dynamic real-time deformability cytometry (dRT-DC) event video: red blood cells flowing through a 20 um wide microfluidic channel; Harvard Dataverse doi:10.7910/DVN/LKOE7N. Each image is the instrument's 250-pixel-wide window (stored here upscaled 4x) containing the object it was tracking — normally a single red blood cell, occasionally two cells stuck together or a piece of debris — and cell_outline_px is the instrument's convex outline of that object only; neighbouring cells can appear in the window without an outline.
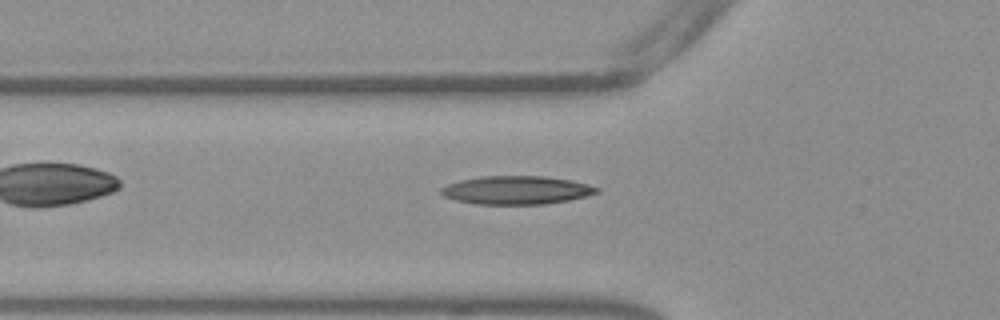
{"species": "Egyptian fruit bat (a non-hibernating species)", "species_latin": "Rousettus aegyptiacus", "temperature_condition": "warm", "stored_images_in_passage": 43, "camera_frame_rate_fps": 3000, "um_per_image_px": 0.085, "frame": {"image": 1, "passage_image": 8, "time_ms": 2.333, "image_size_px": [1000, 320], "cell_outline_px": [[600, 192], [568, 200], [544, 204], [476, 204], [456, 200], [444, 196], [440, 192], [440, 188], [448, 184], [460, 180], [480, 176], [544, 176], [568, 180], [588, 184], [600, 188]], "centroid_in_image_um": [43.88, 16.16], "position_along_channel_um": 81.9, "area_um2": 25.61}}
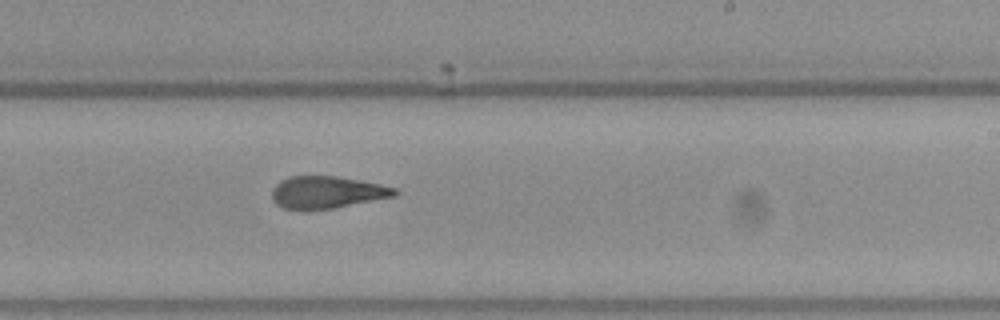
{"frame": {"image": 2, "passage_image": 22, "time_ms": 7.0, "image_size_px": [1000, 320], "cell_outline_px": [[400, 192], [396, 196], [336, 208], [284, 208], [276, 204], [272, 200], [272, 188], [280, 180], [288, 176], [336, 176], [360, 180], [380, 184], [396, 188]], "centroid_in_image_um": [27.82, 16.32], "position_along_channel_um": 261.2, "area_um2": 22.95}}
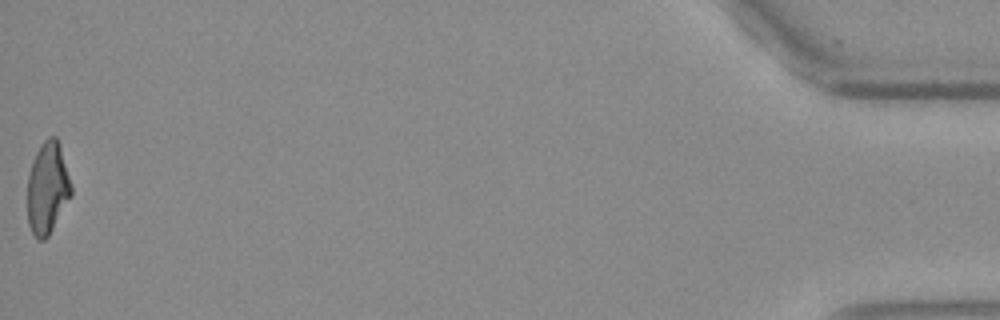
{"frame": {"image": 3, "passage_image": 43, "time_ms": 14.0, "image_size_px": [1000, 320], "cell_outline_px": [[72, 196], [48, 236], [44, 240], [36, 240], [28, 224], [28, 176], [36, 152], [44, 140], [48, 136], [56, 136], [60, 148], [72, 188]], "centroid_in_image_um": [4.03, 16.03], "position_along_channel_um": 431.2, "area_um2": 23.18}, "authors_computed_cell_mechanics": {"area_um2": 23.5246, "velocity_mm_per_s": 3.8176, "shape_relaxation_time_tau1_ms": null, "shape_relaxation_time_tau2_ms": 2.9545, "deformation_change_tau1": null, "deformation_change_tau2": 0.1278}}